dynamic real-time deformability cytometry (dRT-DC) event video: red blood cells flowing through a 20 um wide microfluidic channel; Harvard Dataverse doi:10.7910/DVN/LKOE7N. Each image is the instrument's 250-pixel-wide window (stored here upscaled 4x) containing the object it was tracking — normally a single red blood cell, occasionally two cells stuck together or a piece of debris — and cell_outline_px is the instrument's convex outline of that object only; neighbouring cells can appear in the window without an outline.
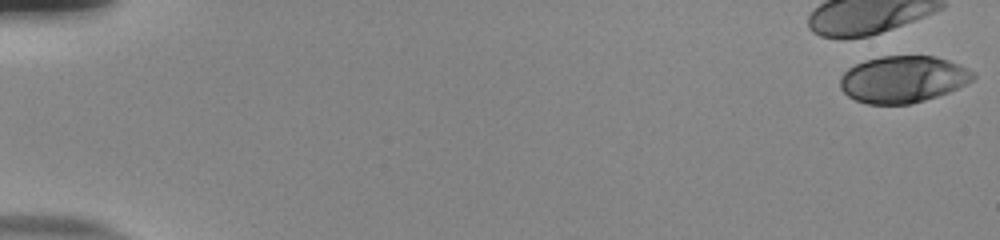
{"species": "human", "species_latin": "Homo sapiens", "temperature_condition": "room temperature", "stored_images_in_passage": 5, "camera_frame_rate_fps": 3000, "um_per_image_px": 0.085, "donor": {"sex": "male"}, "frame": {"image": 1, "passage_image": 1, "time_ms": 0.0, "image_size_px": [1000, 240], "cell_outline_px": [[976, 76], [972, 80], [948, 92], [924, 100], [908, 104], [868, 104], [856, 100], [848, 96], [840, 88], [840, 76], [848, 68], [864, 60], [880, 56], [936, 56], [960, 64], [976, 72]], "centroid_in_image_um": [76.75, 6.72], "position_along_channel_um": 8.3, "area_um2": 36.3}}